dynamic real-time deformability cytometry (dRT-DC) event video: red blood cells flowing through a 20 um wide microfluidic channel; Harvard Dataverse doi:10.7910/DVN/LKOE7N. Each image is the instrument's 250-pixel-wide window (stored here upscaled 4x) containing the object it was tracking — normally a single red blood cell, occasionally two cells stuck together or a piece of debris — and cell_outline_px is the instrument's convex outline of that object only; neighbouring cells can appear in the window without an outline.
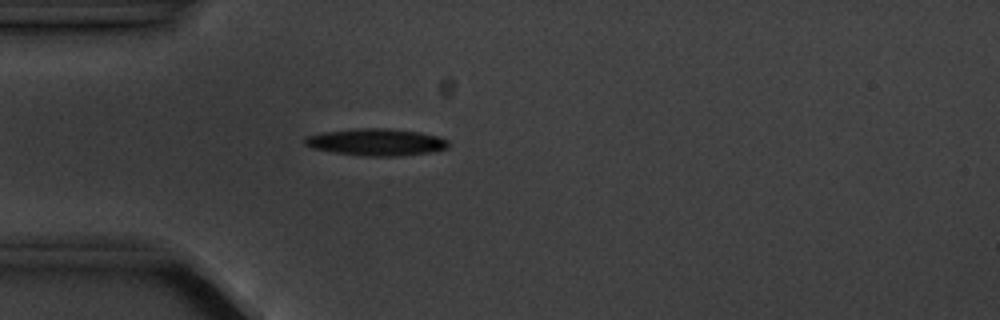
{"species": "common noctule bat (a hibernating species)", "species_latin": "Nyctalus noctula", "temperature_condition": "cold", "stored_images_in_passage": 3, "camera_frame_rate_fps": 3000, "um_per_image_px": 0.085, "animal": {"sex": "male", "body_mass_g": 20.1, "forearm_length_mm": 53.5}, "frame": {"image": 1, "passage_image": 3, "time_ms": 2.333, "image_size_px": [1000, 320], "cell_outline_px": [[448, 148], [432, 152], [404, 156], [364, 156], [336, 152], [312, 148], [304, 144], [304, 136], [320, 132], [360, 128], [384, 128], [420, 132], [436, 136], [448, 140]], "centroid_in_image_um": [31.97, 12.08], "position_along_channel_um": 53.0, "area_um2": 22.66}}